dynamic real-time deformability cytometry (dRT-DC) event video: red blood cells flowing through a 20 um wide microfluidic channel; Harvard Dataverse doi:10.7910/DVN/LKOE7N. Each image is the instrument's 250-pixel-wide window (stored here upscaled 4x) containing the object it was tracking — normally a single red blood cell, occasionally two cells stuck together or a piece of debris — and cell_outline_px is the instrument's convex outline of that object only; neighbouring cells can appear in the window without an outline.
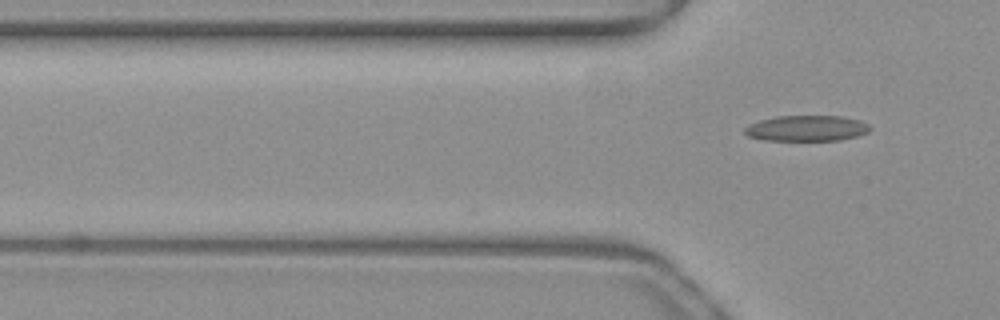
{"species": "common noctule bat (a hibernating species)", "species_latin": "Nyctalus noctula", "temperature_condition": "warm", "stored_images_in_passage": 4, "camera_frame_rate_fps": 3000, "um_per_image_px": 0.085, "animal": {"sex": "female", "body_mass_g": 19.3, "forearm_length_mm": 54.1}, "frame": {"image": 1, "passage_image": 4, "time_ms": 1.0, "image_size_px": [1000, 320], "cell_outline_px": [[872, 128], [868, 132], [856, 136], [840, 140], [764, 140], [748, 136], [744, 132], [744, 128], [748, 124], [760, 120], [776, 116], [840, 116], [860, 120], [868, 124]], "centroid_in_image_um": [68.56, 10.9], "position_along_channel_um": 57.2, "area_um2": 18.79}}